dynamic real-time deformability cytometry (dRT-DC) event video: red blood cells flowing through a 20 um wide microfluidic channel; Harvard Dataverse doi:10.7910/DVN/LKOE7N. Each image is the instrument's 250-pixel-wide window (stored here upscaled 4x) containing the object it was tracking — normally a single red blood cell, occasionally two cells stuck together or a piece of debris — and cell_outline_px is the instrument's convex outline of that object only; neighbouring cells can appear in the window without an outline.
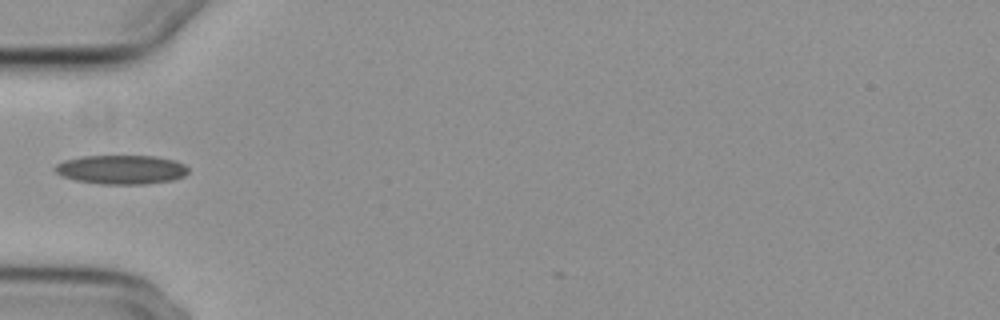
{"species": "common noctule bat (a hibernating species)", "species_latin": "Nyctalus noctula", "temperature_condition": "cold", "stored_images_in_passage": 2, "camera_frame_rate_fps": 3000, "um_per_image_px": 0.085, "animal": {"sex": "female", "body_mass_g": 29.2, "forearm_length_mm": 56.3}, "frame": {"image": 1, "passage_image": 1, "time_ms": 0.0, "image_size_px": [1000, 320], "cell_outline_px": [[188, 172], [184, 176], [172, 180], [144, 184], [100, 184], [76, 180], [60, 176], [52, 168], [56, 164], [64, 160], [80, 156], [156, 156], [176, 160], [184, 164], [188, 168]], "centroid_in_image_um": [10.29, 14.41], "position_along_channel_um": 74.7, "area_um2": 22.77}}